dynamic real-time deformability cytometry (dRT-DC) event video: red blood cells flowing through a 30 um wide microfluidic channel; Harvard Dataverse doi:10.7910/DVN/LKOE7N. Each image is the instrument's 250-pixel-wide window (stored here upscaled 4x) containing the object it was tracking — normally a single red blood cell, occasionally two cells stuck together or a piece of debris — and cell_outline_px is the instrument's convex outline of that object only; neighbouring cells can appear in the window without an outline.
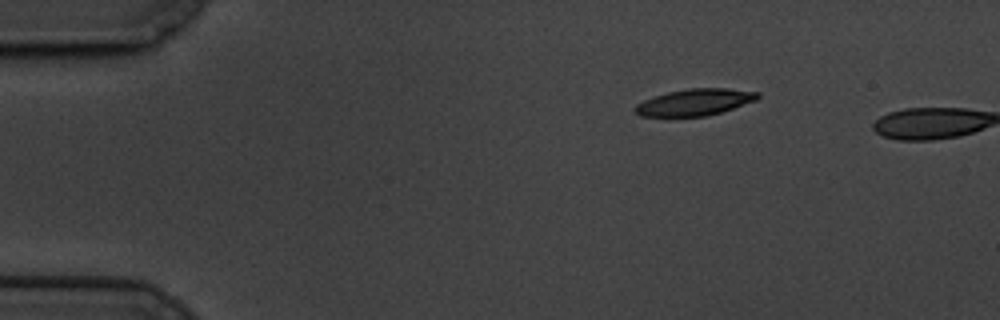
{"species": "common noctule bat (a hibernating species)", "species_latin": "Nyctalus noctula", "temperature_condition": "cold", "stored_images_in_passage": 2, "camera_frame_rate_fps": 3000, "um_per_image_px": 0.085, "animal": {"sex": "male", "body_mass_g": 19.5, "forearm_length_mm": 54.6}, "frame": {"image": 1, "passage_image": 1, "time_ms": 0.0, "image_size_px": [1000, 320], "cell_outline_px": [[760, 96], [756, 100], [708, 116], [640, 116], [632, 108], [636, 104], [652, 96], [668, 92], [688, 88], [728, 88], [760, 92]], "centroid_in_image_um": [59.04, 8.68], "position_along_channel_um": 26.0, "area_um2": 19.02}}